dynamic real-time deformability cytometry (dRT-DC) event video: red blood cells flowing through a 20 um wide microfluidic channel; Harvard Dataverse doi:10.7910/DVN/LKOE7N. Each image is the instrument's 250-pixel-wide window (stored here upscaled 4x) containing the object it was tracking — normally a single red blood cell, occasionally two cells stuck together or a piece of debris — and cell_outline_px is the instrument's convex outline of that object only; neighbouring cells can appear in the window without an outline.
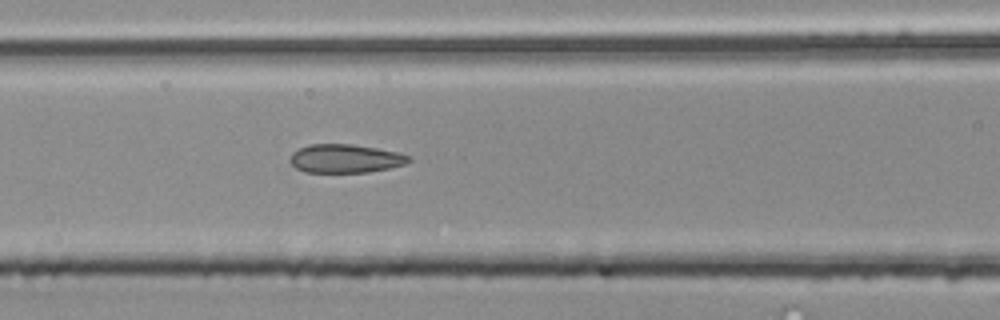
{"species": "common noctule bat (a hibernating species)", "species_latin": "Nyctalus noctula", "temperature_condition": "room temperature", "stored_images_in_passage": 3, "camera_frame_rate_fps": 3000, "um_per_image_px": 0.085, "animal": {"sex": "male", "body_mass_g": 20.4}, "frame": {"image": 1, "passage_image": 3, "time_ms": 0.667, "image_size_px": [1000, 320], "cell_outline_px": [[412, 160], [408, 164], [368, 172], [304, 172], [296, 168], [288, 160], [292, 152], [308, 144], [352, 144], [400, 152], [412, 156]], "centroid_in_image_um": [29.38, 13.47], "position_along_channel_um": 137.2, "area_um2": 20.0}}